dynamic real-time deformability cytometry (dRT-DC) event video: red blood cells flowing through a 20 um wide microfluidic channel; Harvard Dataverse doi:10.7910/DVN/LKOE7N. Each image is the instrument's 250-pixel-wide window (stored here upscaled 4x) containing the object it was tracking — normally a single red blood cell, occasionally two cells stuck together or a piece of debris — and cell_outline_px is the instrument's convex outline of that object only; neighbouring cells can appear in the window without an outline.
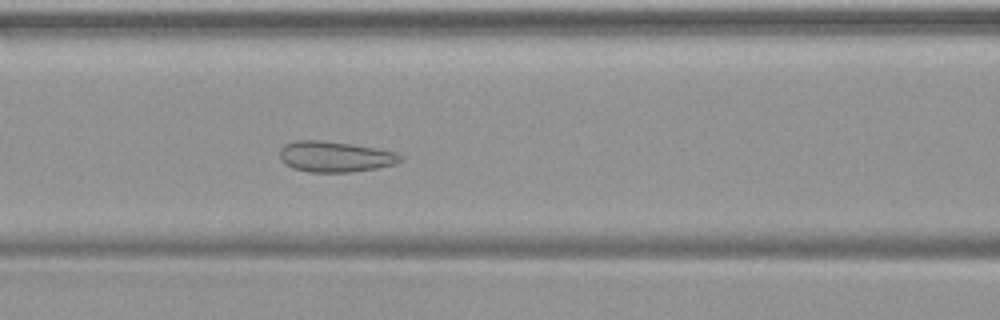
{"species": "common noctule bat (a hibernating species)", "species_latin": "Nyctalus noctula", "temperature_condition": "warm", "stored_images_in_passage": 50, "camera_frame_rate_fps": 3000, "um_per_image_px": 0.085, "animal": {"sex": "female", "body_mass_g": 19.9}, "frame": {"image": 1, "passage_image": 22, "time_ms": 7.0, "image_size_px": [1000, 320], "cell_outline_px": [[404, 160], [396, 164], [376, 168], [348, 172], [308, 172], [284, 164], [280, 160], [280, 148], [284, 144], [296, 140], [320, 140], [352, 144], [396, 152], [404, 156]], "centroid_in_image_um": [28.49, 13.31], "position_along_channel_um": 138.1, "area_um2": 21.68}}
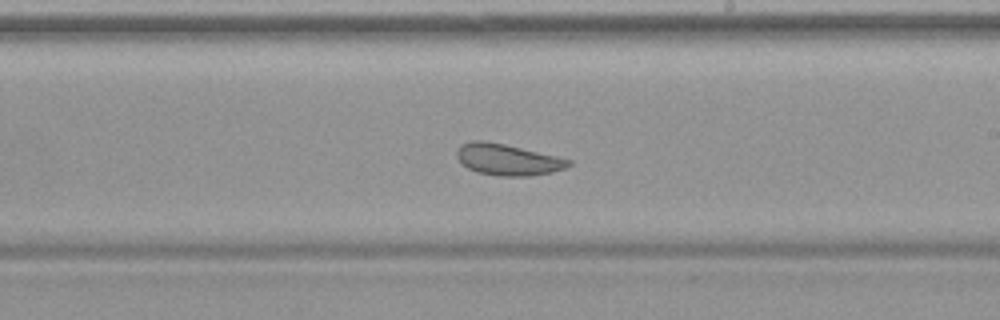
{"frame": {"image": 2, "passage_image": 30, "time_ms": 9.667, "image_size_px": [1000, 320], "cell_outline_px": [[572, 164], [568, 168], [552, 172], [528, 176], [496, 176], [476, 172], [468, 168], [456, 156], [456, 152], [460, 144], [472, 140], [484, 140], [504, 144], [556, 156], [572, 160]], "centroid_in_image_um": [43.15, 13.57], "position_along_channel_um": 245.8, "area_um2": 20.46}}
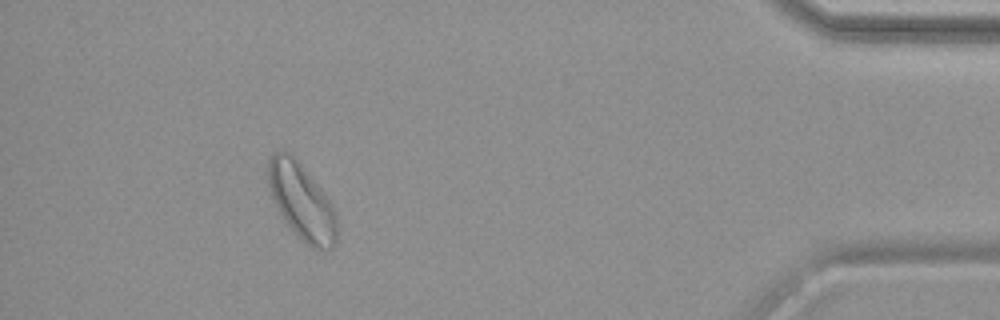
{"frame": {"image": 3, "passage_image": 46, "time_ms": 15.0, "image_size_px": [1000, 320], "cell_outline_px": [[336, 244], [332, 248], [312, 248], [284, 220], [272, 200], [268, 184], [268, 156], [284, 148], [304, 168], [324, 192], [336, 216]], "centroid_in_image_um": [25.6, 17.08], "position_along_channel_um": 409.6, "area_um2": 29.94}}